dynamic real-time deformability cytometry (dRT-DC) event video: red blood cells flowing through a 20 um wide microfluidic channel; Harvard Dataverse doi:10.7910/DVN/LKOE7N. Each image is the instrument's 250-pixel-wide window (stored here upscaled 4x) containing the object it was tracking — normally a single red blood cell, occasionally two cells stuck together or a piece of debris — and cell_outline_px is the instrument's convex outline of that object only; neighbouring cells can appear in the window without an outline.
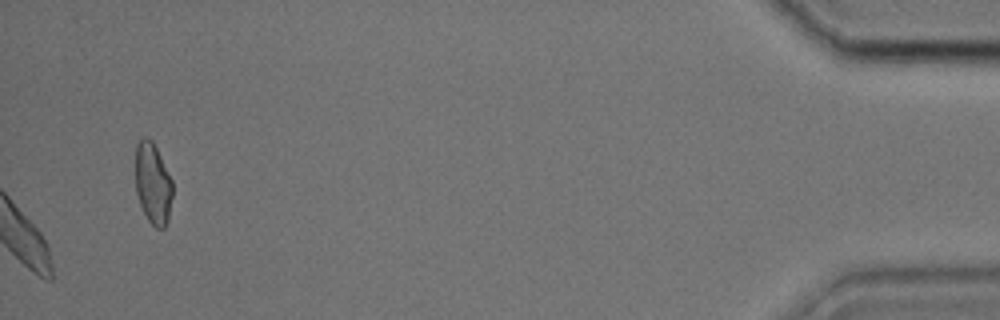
{"species": "common noctule bat (a hibernating species)", "species_latin": "Nyctalus noctula", "temperature_condition": "cold", "stored_images_in_passage": 42, "camera_frame_rate_fps": 3000, "um_per_image_px": 0.085, "animal": {"sex": "male", "body_mass_g": 17.9, "forearm_length_mm": 54.2}, "frame": {"image": 1, "passage_image": 42, "time_ms": 13.667, "image_size_px": [1000, 320], "cell_outline_px": [[172, 196], [168, 220], [164, 228], [156, 228], [148, 220], [140, 204], [136, 192], [136, 144], [144, 136], [152, 140], [172, 180]], "centroid_in_image_um": [12.99, 15.6], "position_along_channel_um": 422.2, "area_um2": 17.4}}